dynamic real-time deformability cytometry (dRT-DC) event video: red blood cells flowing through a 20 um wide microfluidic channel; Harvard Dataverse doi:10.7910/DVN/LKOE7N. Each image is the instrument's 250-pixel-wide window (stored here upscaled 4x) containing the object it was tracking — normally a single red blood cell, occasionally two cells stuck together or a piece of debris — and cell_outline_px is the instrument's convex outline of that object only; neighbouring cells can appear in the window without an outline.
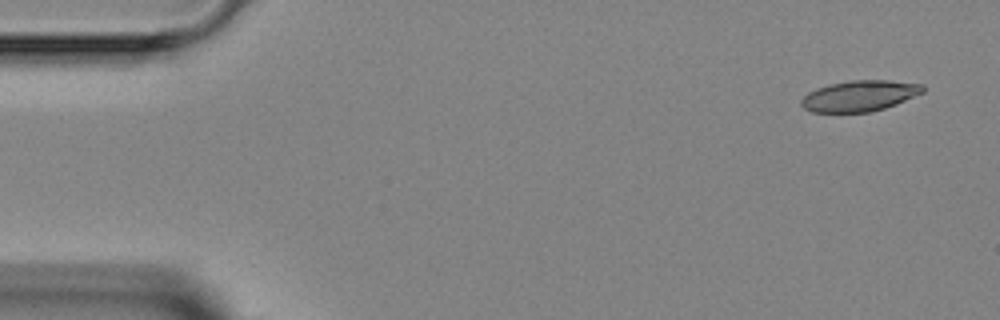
{"species": "Egyptian fruit bat (a non-hibernating species)", "species_latin": "Rousettus aegyptiacus", "temperature_condition": "room temperature", "stored_images_in_passage": 4, "segment_of_instrument_passage": [2, 2], "camera_frame_rate_fps": 3000, "um_per_image_px": 0.085, "animal": {"sex": "female"}, "frame": {"image": 1, "passage_image": 4, "time_ms": 4.333, "image_size_px": [1000, 320], "cell_outline_px": [[924, 92], [896, 104], [872, 112], [812, 112], [804, 108], [800, 104], [800, 100], [808, 92], [816, 88], [828, 84], [852, 80], [888, 80], [924, 84]], "centroid_in_image_um": [73.05, 8.14], "position_along_channel_um": 11.9, "area_um2": 21.96}}